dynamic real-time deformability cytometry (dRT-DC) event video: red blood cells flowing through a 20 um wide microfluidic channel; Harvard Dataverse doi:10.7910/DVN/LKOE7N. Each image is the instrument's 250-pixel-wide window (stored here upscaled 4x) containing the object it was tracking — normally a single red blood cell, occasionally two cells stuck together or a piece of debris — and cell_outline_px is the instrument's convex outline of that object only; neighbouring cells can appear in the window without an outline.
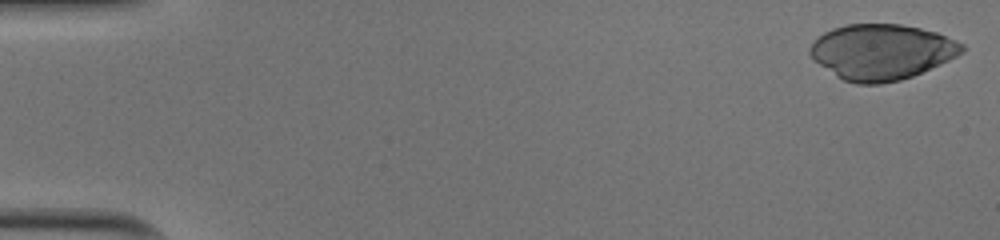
{"species": "human", "species_latin": "Homo sapiens", "temperature_condition": "cold", "stored_images_in_passage": 42, "camera_frame_rate_fps": 3000, "um_per_image_px": 0.085, "donor": {"sex": "male"}, "frame": {"image": 1, "passage_image": 1, "time_ms": 0.0, "image_size_px": [1000, 240], "cell_outline_px": [[964, 52], [940, 64], [912, 76], [900, 80], [880, 84], [856, 84], [844, 80], [836, 76], [820, 64], [808, 52], [808, 48], [824, 32], [832, 28], [848, 24], [900, 24], [920, 28], [936, 32], [956, 40], [964, 44]], "centroid_in_image_um": [74.95, 4.41], "position_along_channel_um": 10.1, "area_um2": 48.9}}
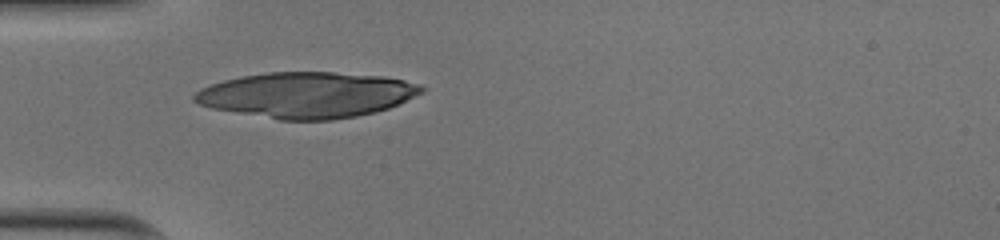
{"frame": {"image": 2, "passage_image": 16, "time_ms": 5.0, "image_size_px": [1000, 240], "cell_outline_px": [[424, 92], [388, 108], [376, 112], [356, 116], [332, 120], [280, 120], [212, 108], [200, 104], [192, 100], [192, 96], [200, 88], [224, 80], [240, 76], [268, 72], [332, 72], [384, 76], [404, 80], [420, 84], [424, 88]], "centroid_in_image_um": [26.08, 8.07], "position_along_channel_um": 58.9, "area_um2": 60.46}}